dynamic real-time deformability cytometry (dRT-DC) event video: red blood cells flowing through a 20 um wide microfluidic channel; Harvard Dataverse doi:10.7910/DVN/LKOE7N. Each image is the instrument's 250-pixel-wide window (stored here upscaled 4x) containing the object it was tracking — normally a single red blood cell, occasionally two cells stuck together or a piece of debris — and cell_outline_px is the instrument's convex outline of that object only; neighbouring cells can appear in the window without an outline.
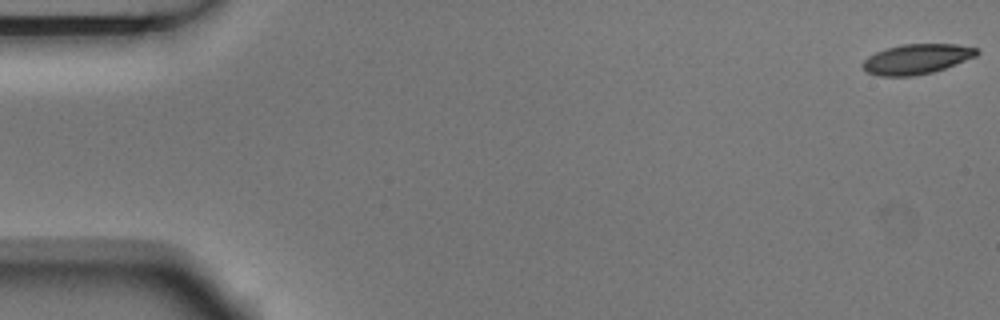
{"species": "Egyptian fruit bat (a non-hibernating species)", "species_latin": "Rousettus aegyptiacus", "temperature_condition": "room temperature", "stored_images_in_passage": 5, "camera_frame_rate_fps": 3000, "um_per_image_px": 0.085, "animal": {"sex": "male"}, "frame": {"image": 1, "passage_image": 1, "time_ms": 0.0, "image_size_px": [1000, 320], "cell_outline_px": [[980, 52], [976, 56], [944, 68], [932, 72], [912, 76], [880, 76], [868, 72], [860, 64], [868, 56], [876, 52], [900, 44], [956, 44], [980, 48]], "centroid_in_image_um": [77.93, 5.01], "position_along_channel_um": 7.1, "area_um2": 19.88}}
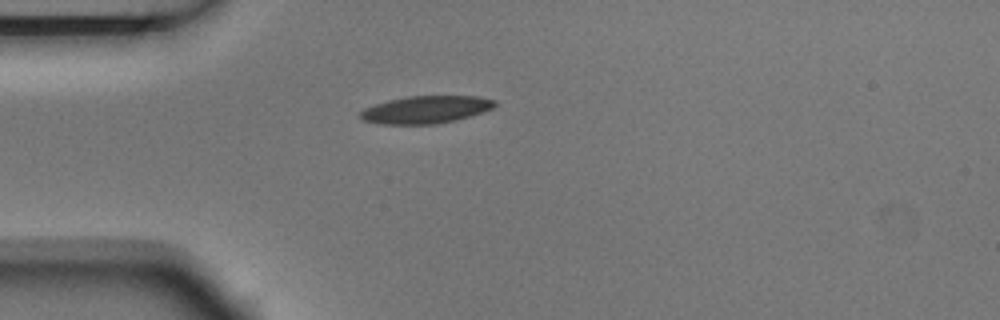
{"frame": {"image": 2, "passage_image": 5, "time_ms": 1.333, "image_size_px": [1000, 320], "cell_outline_px": [[496, 104], [492, 108], [484, 112], [456, 120], [436, 124], [380, 124], [364, 120], [360, 116], [360, 112], [364, 108], [388, 100], [408, 96], [476, 96], [496, 100]], "centroid_in_image_um": [36.21, 9.32], "position_along_channel_um": 48.8, "area_um2": 21.5}}